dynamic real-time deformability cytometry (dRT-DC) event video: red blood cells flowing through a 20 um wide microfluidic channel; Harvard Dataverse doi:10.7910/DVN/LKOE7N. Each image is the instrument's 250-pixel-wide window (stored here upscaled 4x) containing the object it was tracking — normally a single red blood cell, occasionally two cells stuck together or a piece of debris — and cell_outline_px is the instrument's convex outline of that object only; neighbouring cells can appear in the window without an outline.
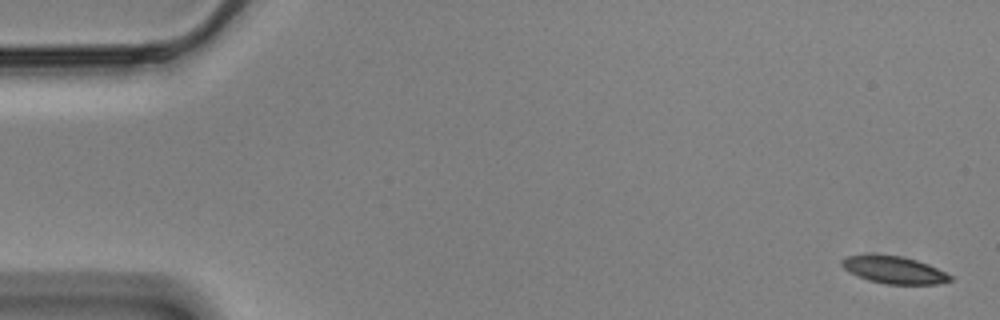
{"species": "Egyptian fruit bat (a non-hibernating species)", "species_latin": "Rousettus aegyptiacus", "temperature_condition": "cold", "stored_images_in_passage": 58, "camera_frame_rate_fps": 3000, "um_per_image_px": 0.085, "animal": {"sex": "male"}, "frame": {"image": 1, "passage_image": 1, "time_ms": 0.0, "image_size_px": [1000, 320], "cell_outline_px": [[952, 280], [940, 284], [884, 284], [868, 280], [856, 276], [848, 272], [840, 264], [840, 260], [848, 256], [900, 256], [916, 260], [928, 264], [952, 276]], "centroid_in_image_um": [75.99, 22.97], "position_along_channel_um": 9.0, "area_um2": 16.94}}
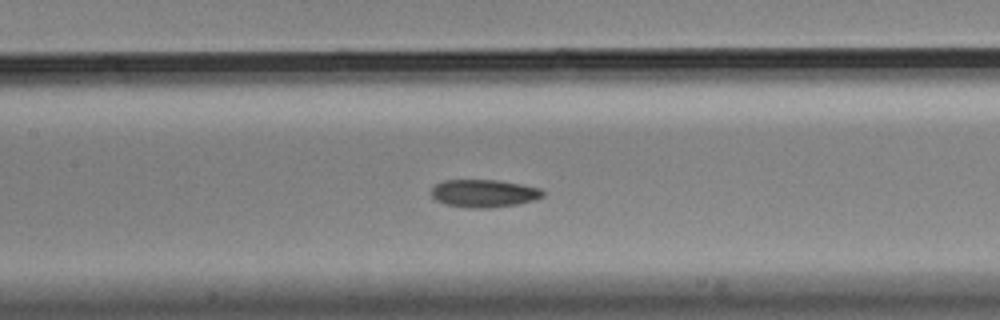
{"frame": {"image": 2, "passage_image": 26, "time_ms": 8.333, "image_size_px": [1000, 320], "cell_outline_px": [[544, 196], [536, 200], [516, 204], [492, 208], [472, 208], [444, 204], [436, 200], [432, 196], [432, 188], [436, 184], [444, 180], [500, 180], [540, 188], [544, 192]], "centroid_in_image_um": [41.15, 16.44], "position_along_channel_um": 166.2, "area_um2": 18.09}}
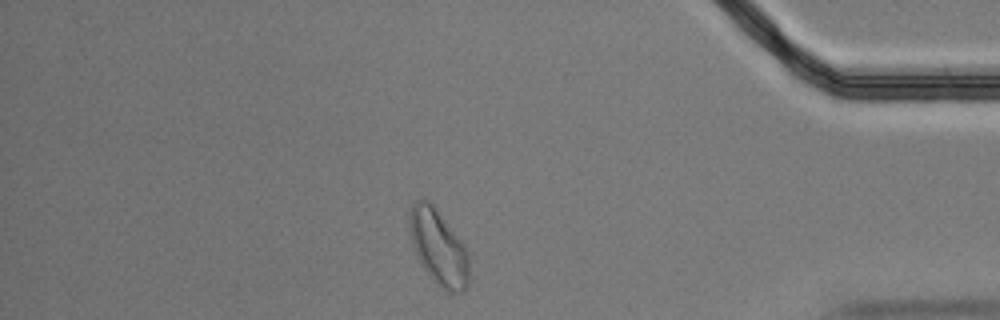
{"frame": {"image": 3, "passage_image": 49, "time_ms": 16.0, "image_size_px": [1000, 320], "cell_outline_px": [[468, 284], [464, 292], [448, 296], [432, 280], [424, 268], [416, 252], [412, 240], [408, 224], [408, 216], [412, 204], [416, 200], [428, 200], [432, 204], [460, 240], [468, 252]], "centroid_in_image_um": [37.28, 21.1], "position_along_channel_um": 397.9, "area_um2": 26.07}, "authors_computed_cell_mechanics": {"area_um2": 18.5538, "velocity_mm_per_s": 3.4713, "shape_relaxation_time_tau1_ms": 5.0425, "shape_relaxation_time_tau2_ms": 4.1641, "deformation_change_tau1": 0.1203, "deformation_change_tau2": 0.0918}}